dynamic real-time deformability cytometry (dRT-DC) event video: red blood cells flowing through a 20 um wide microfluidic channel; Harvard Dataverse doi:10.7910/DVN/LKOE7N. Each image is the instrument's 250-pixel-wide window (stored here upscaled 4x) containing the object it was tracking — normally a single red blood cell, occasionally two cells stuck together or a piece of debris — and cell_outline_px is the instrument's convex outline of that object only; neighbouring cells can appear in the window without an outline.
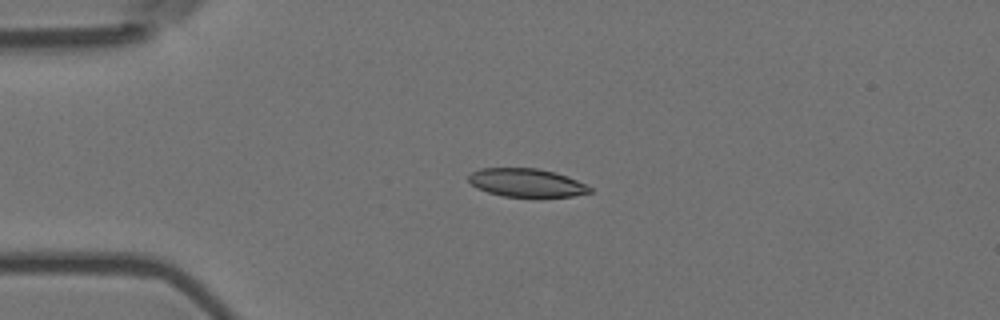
{"species": "Egyptian fruit bat (a non-hibernating species)", "species_latin": "Rousettus aegyptiacus", "temperature_condition": "room temperature", "stored_images_in_passage": 5, "camera_frame_rate_fps": 3000, "um_per_image_px": 0.085, "animal": {"sex": "female"}, "frame": {"image": 1, "passage_image": 4, "time_ms": 1.0, "image_size_px": [1000, 320], "cell_outline_px": [[592, 192], [572, 196], [504, 196], [488, 192], [476, 188], [468, 180], [468, 176], [472, 172], [480, 168], [536, 168], [556, 172], [568, 176], [592, 188]], "centroid_in_image_um": [44.74, 15.52], "position_along_channel_um": 40.3, "area_um2": 19.83}}